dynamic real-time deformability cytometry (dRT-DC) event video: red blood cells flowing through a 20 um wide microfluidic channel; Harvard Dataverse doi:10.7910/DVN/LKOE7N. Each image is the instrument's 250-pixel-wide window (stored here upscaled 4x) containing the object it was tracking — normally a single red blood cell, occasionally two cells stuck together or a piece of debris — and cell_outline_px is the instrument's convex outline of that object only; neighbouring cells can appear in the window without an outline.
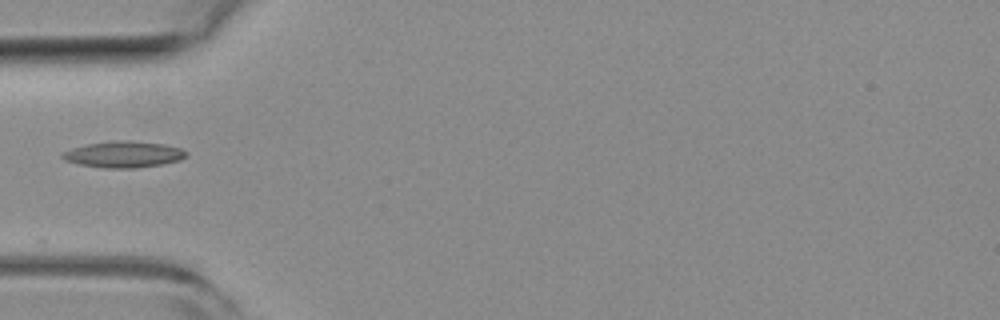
{"species": "common noctule bat (a hibernating species)", "species_latin": "Nyctalus noctula", "temperature_condition": "room temperature", "stored_images_in_passage": 7, "camera_frame_rate_fps": 3000, "um_per_image_px": 0.085, "animal": {"sex": "female", "body_mass_g": 19.3, "forearm_length_mm": 54.1}, "frame": {"image": 1, "passage_image": 1, "time_ms": 0.0, "image_size_px": [1000, 320], "cell_outline_px": [[188, 152], [180, 160], [160, 164], [136, 168], [104, 168], [80, 164], [64, 160], [60, 156], [60, 152], [72, 148], [88, 144], [116, 140], [128, 140], [164, 144], [180, 148]], "centroid_in_image_um": [10.47, 13.12], "position_along_channel_um": 74.5, "area_um2": 18.9}}
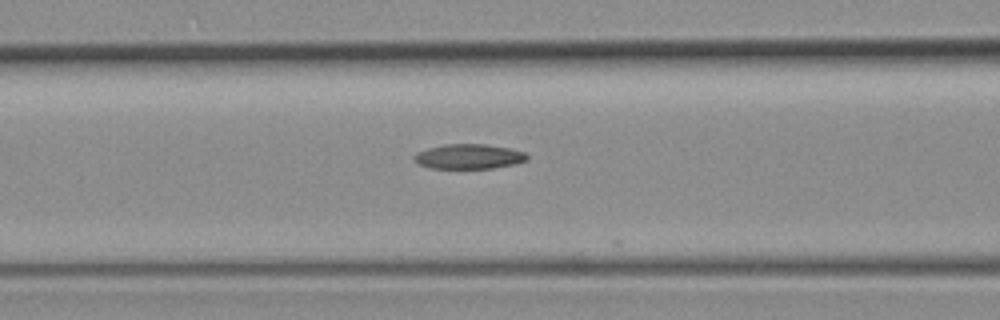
{"frame": {"image": 2, "passage_image": 5, "time_ms": 1.333, "image_size_px": [1000, 320], "cell_outline_px": [[528, 160], [516, 164], [492, 168], [428, 168], [412, 160], [412, 156], [416, 152], [428, 148], [444, 144], [484, 144], [508, 148], [524, 152], [528, 156]], "centroid_in_image_um": [39.82, 13.3], "position_along_channel_um": 126.8, "area_um2": 16.42}}